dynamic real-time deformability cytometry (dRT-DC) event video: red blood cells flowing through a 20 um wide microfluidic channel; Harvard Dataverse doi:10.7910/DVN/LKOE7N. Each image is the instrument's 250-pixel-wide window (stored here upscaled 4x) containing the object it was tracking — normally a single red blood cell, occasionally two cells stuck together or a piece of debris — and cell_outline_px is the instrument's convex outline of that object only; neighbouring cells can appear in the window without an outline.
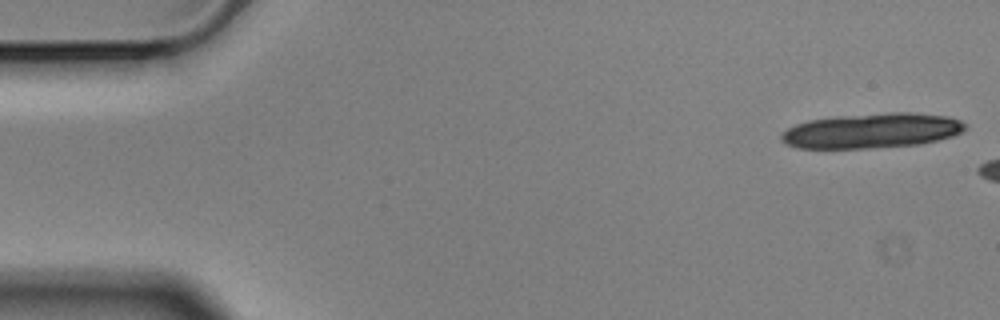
{"species": "Egyptian fruit bat (a non-hibernating species)", "species_latin": "Rousettus aegyptiacus", "temperature_condition": "cold", "stored_images_in_passage": 7, "camera_frame_rate_fps": 3000, "um_per_image_px": 0.085, "animal": {"sex": "male"}, "frame": {"image": 1, "passage_image": 1, "time_ms": 0.0, "image_size_px": [1000, 320], "cell_outline_px": [[968, 128], [952, 136], [920, 144], [868, 148], [796, 148], [784, 144], [780, 140], [780, 136], [788, 128], [796, 124], [808, 120], [840, 116], [892, 112], [912, 112], [948, 116], [960, 120]], "centroid_in_image_um": [74.09, 11.11], "position_along_channel_um": 10.9, "area_um2": 37.4}}